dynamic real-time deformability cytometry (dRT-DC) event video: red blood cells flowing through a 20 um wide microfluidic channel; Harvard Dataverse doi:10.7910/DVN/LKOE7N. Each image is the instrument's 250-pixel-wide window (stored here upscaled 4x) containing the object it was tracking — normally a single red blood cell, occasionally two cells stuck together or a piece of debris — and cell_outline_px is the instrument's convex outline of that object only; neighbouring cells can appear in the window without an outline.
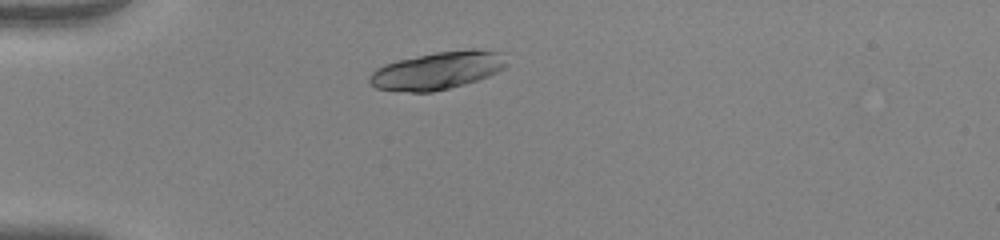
{"species": "human", "species_latin": "Homo sapiens", "temperature_condition": "warm", "stored_images_in_passage": 39, "camera_frame_rate_fps": 3000, "um_per_image_px": 0.085, "donor": {"sex": "female"}, "frame": {"image": 1, "passage_image": 1, "time_ms": 0.0, "image_size_px": [1000, 240], "cell_outline_px": [[508, 64], [504, 68], [488, 76], [476, 80], [448, 88], [432, 92], [412, 92], [376, 88], [368, 80], [368, 76], [376, 68], [384, 64], [396, 60], [436, 52], [468, 48], [476, 48], [500, 52]], "centroid_in_image_um": [37.18, 5.97], "position_along_channel_um": 47.8, "area_um2": 30.06}}
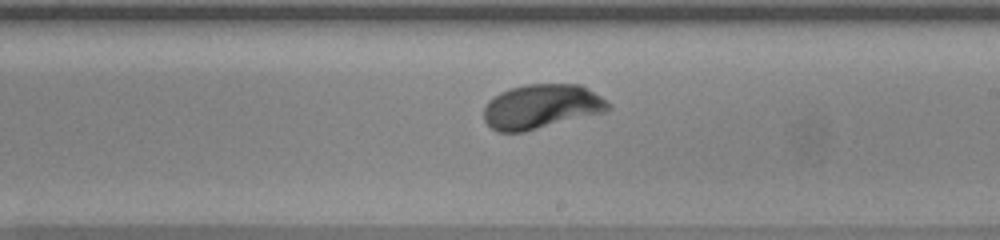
{"frame": {"image": 2, "passage_image": 18, "time_ms": 5.667, "image_size_px": [1000, 240], "cell_outline_px": [[612, 108], [604, 112], [524, 132], [496, 132], [484, 120], [484, 108], [488, 100], [500, 92], [512, 88], [528, 84], [580, 84], [608, 100], [612, 104]], "centroid_in_image_um": [46.04, 9.06], "position_along_channel_um": 243.0, "area_um2": 32.31}}
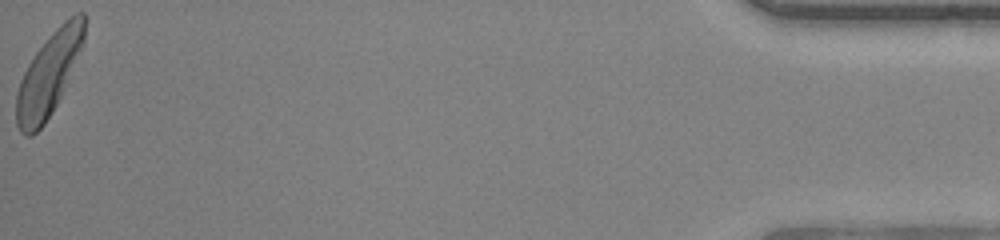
{"frame": {"image": 3, "passage_image": 39, "time_ms": 12.667, "image_size_px": [1000, 240], "cell_outline_px": [[88, 20], [84, 40], [60, 96], [56, 104], [44, 124], [32, 136], [24, 136], [20, 132], [16, 124], [16, 96], [20, 80], [28, 64], [36, 52], [52, 32], [64, 20], [76, 12], [84, 12]], "centroid_in_image_um": [4.14, 6.28], "position_along_channel_um": 431.1, "area_um2": 32.43}, "authors_computed_cell_mechanics": {"area_um2": 31.5588, "velocity_mm_per_s": 3.9167, "shape_relaxation_time_tau1_ms": 1.7775, "shape_relaxation_time_tau2_ms": null, "deformation_change_tau1": 0.149, "deformation_change_tau2": null}}